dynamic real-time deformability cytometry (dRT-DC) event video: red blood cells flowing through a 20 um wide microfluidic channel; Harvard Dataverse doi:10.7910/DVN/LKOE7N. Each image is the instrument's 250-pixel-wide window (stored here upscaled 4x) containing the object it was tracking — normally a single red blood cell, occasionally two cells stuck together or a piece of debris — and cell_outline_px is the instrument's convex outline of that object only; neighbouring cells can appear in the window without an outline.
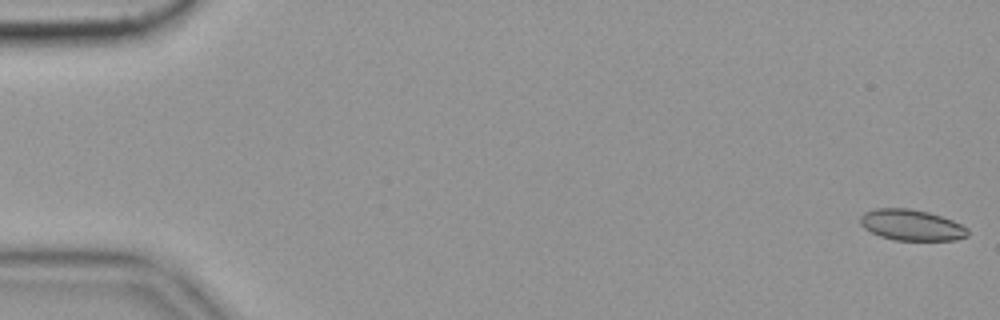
{"species": "common noctule bat (a hibernating species)", "species_latin": "Nyctalus noctula", "temperature_condition": "cold", "stored_images_in_passage": 58, "camera_frame_rate_fps": 3000, "um_per_image_px": 0.085, "animal": {"sex": "female", "body_mass_g": 19.9}, "frame": {"image": 1, "passage_image": 1, "time_ms": 0.0, "image_size_px": [1000, 320], "cell_outline_px": [[968, 236], [956, 240], [896, 240], [880, 236], [864, 228], [860, 224], [860, 216], [864, 212], [876, 208], [908, 208], [928, 212], [952, 220], [968, 228]], "centroid_in_image_um": [77.47, 19.12], "position_along_channel_um": 7.5, "area_um2": 19.36}}
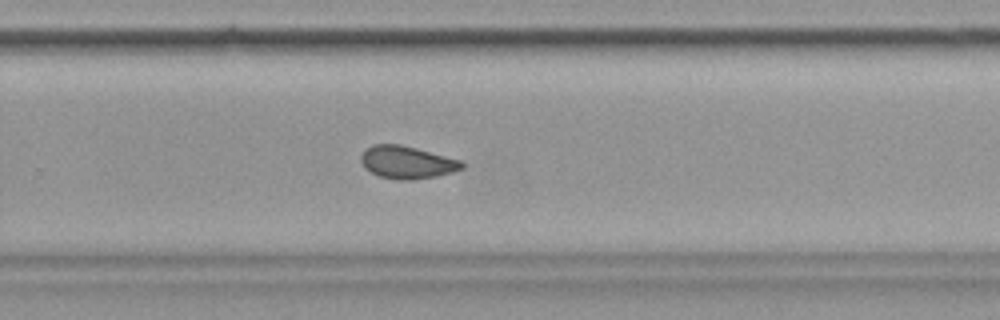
{"frame": {"image": 2, "passage_image": 38, "time_ms": 12.333, "image_size_px": [1000, 320], "cell_outline_px": [[464, 168], [452, 172], [436, 176], [412, 180], [396, 180], [380, 176], [364, 168], [360, 160], [360, 156], [372, 144], [400, 144], [416, 148], [460, 160], [464, 164]], "centroid_in_image_um": [34.58, 13.8], "position_along_channel_um": 295.2, "area_um2": 19.07}}
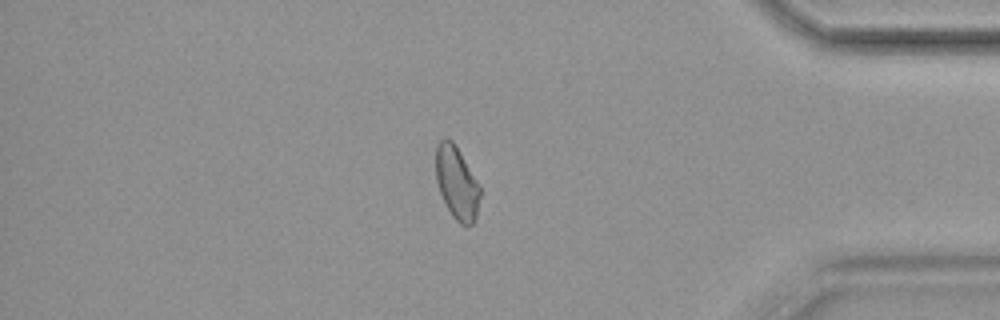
{"frame": {"image": 3, "passage_image": 49, "time_ms": 16.0, "image_size_px": [1000, 320], "cell_outline_px": [[480, 196], [476, 216], [472, 224], [460, 224], [452, 216], [440, 192], [436, 180], [436, 148], [440, 140], [444, 136], [448, 136], [452, 140], [480, 184]], "centroid_in_image_um": [38.82, 15.5], "position_along_channel_um": 396.4, "area_um2": 18.67}, "authors_computed_cell_mechanics": {"area_um2": 19.4208, "velocity_mm_per_s": 3.5241, "shape_relaxation_time_tau1_ms": 6.9981, "shape_relaxation_time_tau2_ms": 3.7816, "deformation_change_tau1": 0.1062, "deformation_change_tau2": 0.0726}}